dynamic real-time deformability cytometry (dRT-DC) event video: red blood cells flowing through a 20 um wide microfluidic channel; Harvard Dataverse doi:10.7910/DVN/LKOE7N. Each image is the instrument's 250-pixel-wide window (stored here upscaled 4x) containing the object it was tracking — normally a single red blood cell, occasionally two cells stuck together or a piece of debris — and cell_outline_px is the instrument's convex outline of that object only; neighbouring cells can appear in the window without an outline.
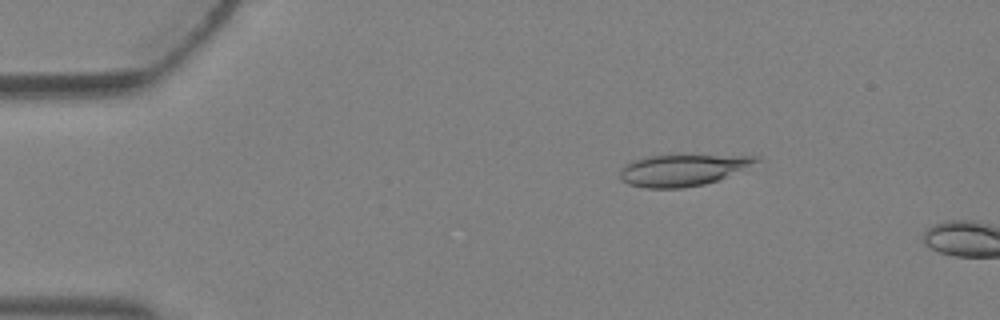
{"species": "Egyptian fruit bat (a non-hibernating species)", "species_latin": "Rousettus aegyptiacus", "temperature_condition": "warm", "stored_images_in_passage": 2, "camera_frame_rate_fps": 3000, "um_per_image_px": 0.085, "animal": {"sex": "female"}, "frame": {"image": 1, "passage_image": 1, "time_ms": 0.0, "image_size_px": [1000, 320], "cell_outline_px": [[760, 160], [716, 180], [704, 184], [684, 188], [644, 188], [628, 184], [620, 180], [620, 168], [624, 164], [648, 156], [760, 156]], "centroid_in_image_um": [57.9, 14.48], "position_along_channel_um": 27.1, "area_um2": 24.28}}